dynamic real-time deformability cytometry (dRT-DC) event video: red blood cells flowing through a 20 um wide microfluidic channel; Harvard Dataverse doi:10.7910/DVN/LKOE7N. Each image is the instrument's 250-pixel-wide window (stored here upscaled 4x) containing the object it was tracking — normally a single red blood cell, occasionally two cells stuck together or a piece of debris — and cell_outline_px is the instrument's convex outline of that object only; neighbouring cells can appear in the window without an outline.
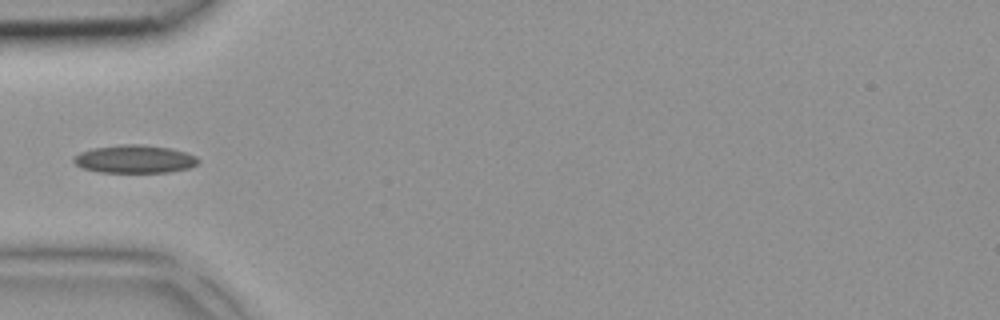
{"species": "common noctule bat (a hibernating species)", "species_latin": "Nyctalus noctula", "temperature_condition": "room temperature", "stored_images_in_passage": 4, "camera_frame_rate_fps": 3000, "um_per_image_px": 0.085, "animal": {"sex": "female", "body_mass_g": 18.4}, "frame": {"image": 1, "passage_image": 4, "time_ms": 1.0, "image_size_px": [1000, 320], "cell_outline_px": [[200, 160], [196, 164], [188, 168], [168, 172], [100, 172], [84, 168], [76, 164], [72, 160], [80, 152], [92, 148], [120, 144], [140, 144], [172, 148], [196, 156]], "centroid_in_image_um": [11.45, 13.51], "position_along_channel_um": 73.6, "area_um2": 20.23}}